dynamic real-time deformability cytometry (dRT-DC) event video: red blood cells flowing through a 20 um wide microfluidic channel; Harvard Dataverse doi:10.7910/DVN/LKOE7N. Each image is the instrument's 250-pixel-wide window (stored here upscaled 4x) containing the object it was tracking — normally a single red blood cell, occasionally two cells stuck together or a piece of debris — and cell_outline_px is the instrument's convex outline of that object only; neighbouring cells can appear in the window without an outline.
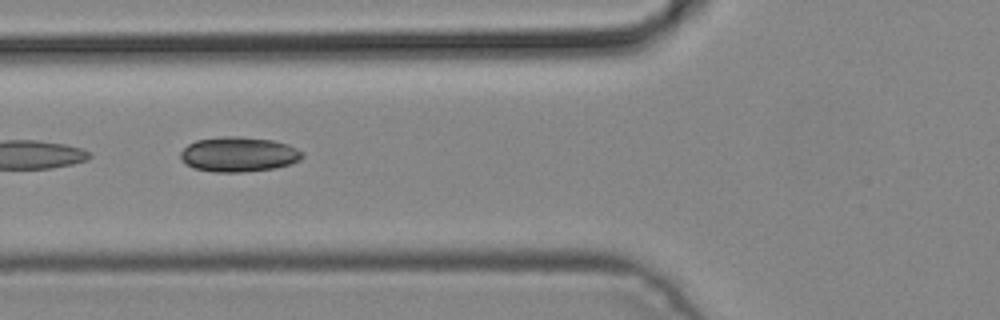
{"species": "common noctule bat (a hibernating species)", "species_latin": "Nyctalus noctula", "temperature_condition": "cold", "stored_images_in_passage": 3, "camera_frame_rate_fps": 3000, "um_per_image_px": 0.085, "animal": {"sex": "male", "body_mass_g": 19.2, "forearm_length_mm": 51.8}, "frame": {"image": 1, "passage_image": 3, "time_ms": 0.667, "image_size_px": [1000, 320], "cell_outline_px": [[304, 156], [300, 160], [292, 164], [276, 168], [244, 172], [212, 172], [192, 168], [184, 164], [180, 160], [180, 152], [188, 144], [196, 140], [224, 136], [240, 136], [272, 140], [288, 144], [304, 152]], "centroid_in_image_um": [20.28, 13.13], "position_along_channel_um": 105.5, "area_um2": 25.2}}